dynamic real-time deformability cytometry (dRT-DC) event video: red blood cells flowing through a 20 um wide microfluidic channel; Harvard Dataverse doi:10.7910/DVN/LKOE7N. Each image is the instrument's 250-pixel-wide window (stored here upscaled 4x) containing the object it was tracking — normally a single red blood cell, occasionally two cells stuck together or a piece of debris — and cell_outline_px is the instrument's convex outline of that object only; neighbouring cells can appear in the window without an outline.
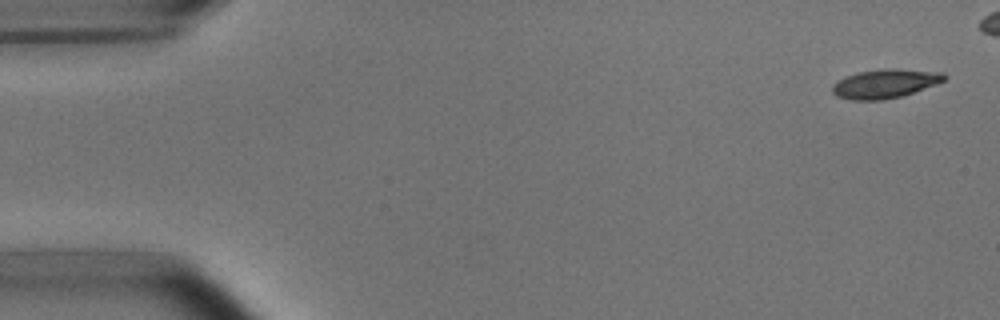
{"species": "common noctule bat (a hibernating species)", "species_latin": "Nyctalus noctula", "temperature_condition": "room temperature", "stored_images_in_passage": 6, "segment_of_instrument_passage": [2, 2], "camera_frame_rate_fps": 3000, "um_per_image_px": 0.085, "animal": {"sex": "male", "body_mass_g": 15.6}, "frame": {"image": 1, "passage_image": 6, "time_ms": 1.667, "image_size_px": [1000, 320], "cell_outline_px": [[948, 76], [944, 80], [936, 84], [900, 96], [884, 100], [852, 100], [836, 96], [832, 92], [832, 84], [848, 76], [860, 72], [884, 68], [892, 68], [944, 72]], "centroid_in_image_um": [75.24, 7.1], "position_along_channel_um": 9.8, "area_um2": 18.73}}